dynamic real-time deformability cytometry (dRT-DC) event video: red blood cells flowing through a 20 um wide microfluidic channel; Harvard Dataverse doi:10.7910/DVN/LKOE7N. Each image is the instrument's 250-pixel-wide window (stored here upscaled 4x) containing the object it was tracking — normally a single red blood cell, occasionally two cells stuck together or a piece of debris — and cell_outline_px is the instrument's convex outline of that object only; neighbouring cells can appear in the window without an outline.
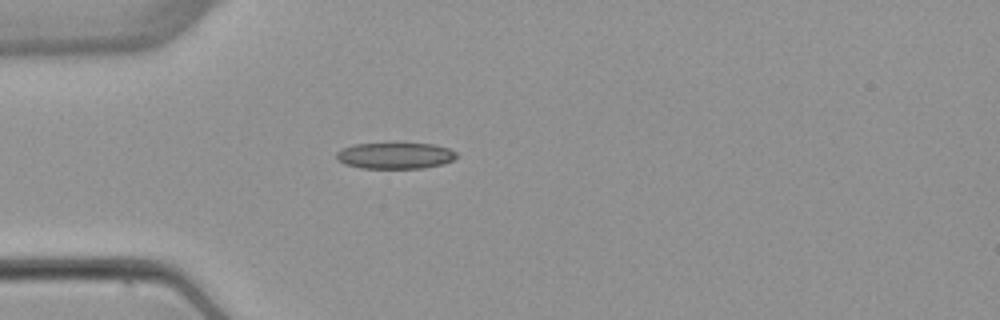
{"species": "common noctule bat (a hibernating species)", "species_latin": "Nyctalus noctula", "temperature_condition": "warm", "stored_images_in_passage": 1, "camera_frame_rate_fps": 3000, "um_per_image_px": 0.085, "animal": {"sex": "female", "body_mass_g": 22.7, "forearm_length_mm": 54.2}, "frame": {"image": 1, "passage_image": 1, "time_ms": 0.0, "image_size_px": [1000, 320], "cell_outline_px": [[460, 156], [444, 164], [424, 168], [360, 168], [344, 164], [336, 156], [336, 152], [352, 144], [436, 144], [448, 148], [456, 152]], "centroid_in_image_um": [33.63, 13.24], "position_along_channel_um": 51.4, "area_um2": 18.32}}